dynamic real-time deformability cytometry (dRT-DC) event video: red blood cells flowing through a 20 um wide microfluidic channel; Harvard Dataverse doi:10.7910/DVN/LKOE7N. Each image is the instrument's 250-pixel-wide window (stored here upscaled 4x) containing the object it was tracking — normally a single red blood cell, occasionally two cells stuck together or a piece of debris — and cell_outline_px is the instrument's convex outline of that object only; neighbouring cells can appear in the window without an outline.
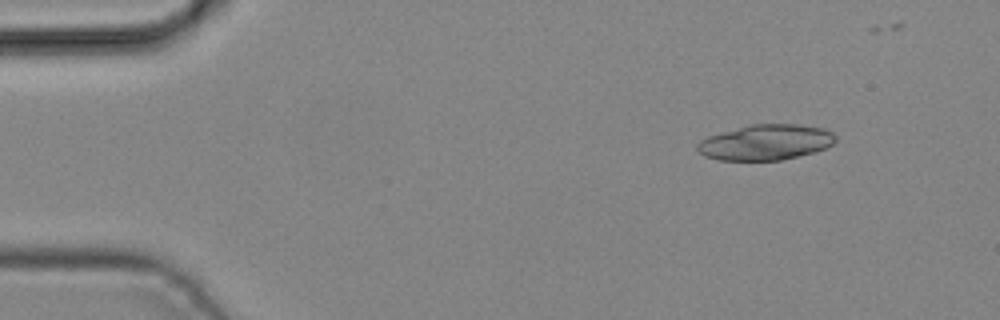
{"species": "common noctule bat (a hibernating species)", "species_latin": "Nyctalus noctula", "temperature_condition": "cold", "stored_images_in_passage": 4, "camera_frame_rate_fps": 3000, "um_per_image_px": 0.085, "animal": {"sex": "male", "body_mass_g": 19.2, "forearm_length_mm": 51.8}, "frame": {"image": 1, "passage_image": 1, "time_ms": 0.0, "image_size_px": [1000, 320], "cell_outline_px": [[836, 140], [832, 144], [824, 148], [812, 152], [780, 160], [720, 160], [704, 156], [696, 148], [696, 144], [700, 140], [708, 136], [752, 124], [800, 124], [824, 128], [832, 132], [836, 136]], "centroid_in_image_um": [65.08, 12.09], "position_along_channel_um": 19.9, "area_um2": 28.38}}